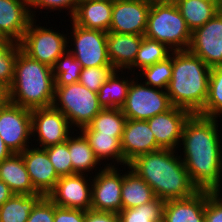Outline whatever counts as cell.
<instances>
[{"label":"cell","instance_id":"obj_30","mask_svg":"<svg viewBox=\"0 0 222 222\" xmlns=\"http://www.w3.org/2000/svg\"><path fill=\"white\" fill-rule=\"evenodd\" d=\"M127 118L119 108L102 109L87 125L92 132L106 135H123Z\"/></svg>","mask_w":222,"mask_h":222},{"label":"cell","instance_id":"obj_4","mask_svg":"<svg viewBox=\"0 0 222 222\" xmlns=\"http://www.w3.org/2000/svg\"><path fill=\"white\" fill-rule=\"evenodd\" d=\"M54 97L53 69L20 50L15 61L14 80L8 89L9 102L33 110L52 107Z\"/></svg>","mask_w":222,"mask_h":222},{"label":"cell","instance_id":"obj_32","mask_svg":"<svg viewBox=\"0 0 222 222\" xmlns=\"http://www.w3.org/2000/svg\"><path fill=\"white\" fill-rule=\"evenodd\" d=\"M198 114L220 119L222 115V66L211 67L208 97L203 109Z\"/></svg>","mask_w":222,"mask_h":222},{"label":"cell","instance_id":"obj_28","mask_svg":"<svg viewBox=\"0 0 222 222\" xmlns=\"http://www.w3.org/2000/svg\"><path fill=\"white\" fill-rule=\"evenodd\" d=\"M119 72L120 71L115 70L97 93L99 103L103 107V109H121L122 106L125 104L129 86L134 78L131 77V79L128 80V77H124V73L121 77L118 74Z\"/></svg>","mask_w":222,"mask_h":222},{"label":"cell","instance_id":"obj_19","mask_svg":"<svg viewBox=\"0 0 222 222\" xmlns=\"http://www.w3.org/2000/svg\"><path fill=\"white\" fill-rule=\"evenodd\" d=\"M28 0H0V36L20 43L32 20Z\"/></svg>","mask_w":222,"mask_h":222},{"label":"cell","instance_id":"obj_23","mask_svg":"<svg viewBox=\"0 0 222 222\" xmlns=\"http://www.w3.org/2000/svg\"><path fill=\"white\" fill-rule=\"evenodd\" d=\"M0 180L5 182L14 194L39 193L32 185L21 153H13L0 162Z\"/></svg>","mask_w":222,"mask_h":222},{"label":"cell","instance_id":"obj_2","mask_svg":"<svg viewBox=\"0 0 222 222\" xmlns=\"http://www.w3.org/2000/svg\"><path fill=\"white\" fill-rule=\"evenodd\" d=\"M176 151L160 149L139 155L128 163L127 168L153 189L156 198L163 201L188 198L199 189Z\"/></svg>","mask_w":222,"mask_h":222},{"label":"cell","instance_id":"obj_21","mask_svg":"<svg viewBox=\"0 0 222 222\" xmlns=\"http://www.w3.org/2000/svg\"><path fill=\"white\" fill-rule=\"evenodd\" d=\"M142 38V35L107 32L108 56L115 70L122 74L133 65Z\"/></svg>","mask_w":222,"mask_h":222},{"label":"cell","instance_id":"obj_35","mask_svg":"<svg viewBox=\"0 0 222 222\" xmlns=\"http://www.w3.org/2000/svg\"><path fill=\"white\" fill-rule=\"evenodd\" d=\"M52 69L55 86H66L79 81L82 66L67 49Z\"/></svg>","mask_w":222,"mask_h":222},{"label":"cell","instance_id":"obj_14","mask_svg":"<svg viewBox=\"0 0 222 222\" xmlns=\"http://www.w3.org/2000/svg\"><path fill=\"white\" fill-rule=\"evenodd\" d=\"M86 174L61 176L55 188L47 195L56 206L80 209H91L92 182ZM89 182V183H88ZM91 182V183H90Z\"/></svg>","mask_w":222,"mask_h":222},{"label":"cell","instance_id":"obj_15","mask_svg":"<svg viewBox=\"0 0 222 222\" xmlns=\"http://www.w3.org/2000/svg\"><path fill=\"white\" fill-rule=\"evenodd\" d=\"M190 115L188 110L172 106L169 110L147 120L155 141L161 149L180 148L183 126Z\"/></svg>","mask_w":222,"mask_h":222},{"label":"cell","instance_id":"obj_38","mask_svg":"<svg viewBox=\"0 0 222 222\" xmlns=\"http://www.w3.org/2000/svg\"><path fill=\"white\" fill-rule=\"evenodd\" d=\"M114 71L113 66L82 68L78 82L90 91L98 93L102 85Z\"/></svg>","mask_w":222,"mask_h":222},{"label":"cell","instance_id":"obj_3","mask_svg":"<svg viewBox=\"0 0 222 222\" xmlns=\"http://www.w3.org/2000/svg\"><path fill=\"white\" fill-rule=\"evenodd\" d=\"M211 68L188 50L172 51V77L167 88L175 107L198 114L208 97Z\"/></svg>","mask_w":222,"mask_h":222},{"label":"cell","instance_id":"obj_40","mask_svg":"<svg viewBox=\"0 0 222 222\" xmlns=\"http://www.w3.org/2000/svg\"><path fill=\"white\" fill-rule=\"evenodd\" d=\"M27 222H54V203L48 196L36 203Z\"/></svg>","mask_w":222,"mask_h":222},{"label":"cell","instance_id":"obj_24","mask_svg":"<svg viewBox=\"0 0 222 222\" xmlns=\"http://www.w3.org/2000/svg\"><path fill=\"white\" fill-rule=\"evenodd\" d=\"M80 132H82L87 138L90 147L100 162L104 159L105 161L106 159L107 161L110 159L125 167L128 165L124 160L121 147V139L123 135L100 134V132H92L87 126L82 127Z\"/></svg>","mask_w":222,"mask_h":222},{"label":"cell","instance_id":"obj_5","mask_svg":"<svg viewBox=\"0 0 222 222\" xmlns=\"http://www.w3.org/2000/svg\"><path fill=\"white\" fill-rule=\"evenodd\" d=\"M191 33L174 2L150 7L144 34L147 38L163 43L171 51H184L189 48Z\"/></svg>","mask_w":222,"mask_h":222},{"label":"cell","instance_id":"obj_9","mask_svg":"<svg viewBox=\"0 0 222 222\" xmlns=\"http://www.w3.org/2000/svg\"><path fill=\"white\" fill-rule=\"evenodd\" d=\"M71 44L67 48L82 68L112 66L107 50V32L71 23ZM73 33V34H72ZM73 37V38H72Z\"/></svg>","mask_w":222,"mask_h":222},{"label":"cell","instance_id":"obj_8","mask_svg":"<svg viewBox=\"0 0 222 222\" xmlns=\"http://www.w3.org/2000/svg\"><path fill=\"white\" fill-rule=\"evenodd\" d=\"M172 106L167 90L154 88L143 82L138 83V78L135 77L131 81L121 110L127 119L148 120Z\"/></svg>","mask_w":222,"mask_h":222},{"label":"cell","instance_id":"obj_44","mask_svg":"<svg viewBox=\"0 0 222 222\" xmlns=\"http://www.w3.org/2000/svg\"><path fill=\"white\" fill-rule=\"evenodd\" d=\"M13 192L10 190L9 186L0 180V206L13 196Z\"/></svg>","mask_w":222,"mask_h":222},{"label":"cell","instance_id":"obj_36","mask_svg":"<svg viewBox=\"0 0 222 222\" xmlns=\"http://www.w3.org/2000/svg\"><path fill=\"white\" fill-rule=\"evenodd\" d=\"M139 72L142 74L138 73L140 75L137 76L141 77L142 75V77L147 79L143 81L144 84L154 88L167 90L172 77V53L166 59L143 68Z\"/></svg>","mask_w":222,"mask_h":222},{"label":"cell","instance_id":"obj_26","mask_svg":"<svg viewBox=\"0 0 222 222\" xmlns=\"http://www.w3.org/2000/svg\"><path fill=\"white\" fill-rule=\"evenodd\" d=\"M188 28L192 31L206 24L220 11L219 1L175 0Z\"/></svg>","mask_w":222,"mask_h":222},{"label":"cell","instance_id":"obj_20","mask_svg":"<svg viewBox=\"0 0 222 222\" xmlns=\"http://www.w3.org/2000/svg\"><path fill=\"white\" fill-rule=\"evenodd\" d=\"M212 192L199 190L188 198L165 201L162 222H204L206 199Z\"/></svg>","mask_w":222,"mask_h":222},{"label":"cell","instance_id":"obj_10","mask_svg":"<svg viewBox=\"0 0 222 222\" xmlns=\"http://www.w3.org/2000/svg\"><path fill=\"white\" fill-rule=\"evenodd\" d=\"M31 113V109L9 101L0 108V136L13 153H21L30 147L28 143L32 138Z\"/></svg>","mask_w":222,"mask_h":222},{"label":"cell","instance_id":"obj_41","mask_svg":"<svg viewBox=\"0 0 222 222\" xmlns=\"http://www.w3.org/2000/svg\"><path fill=\"white\" fill-rule=\"evenodd\" d=\"M221 195L222 193L220 194V191H214L207 197L204 222H222Z\"/></svg>","mask_w":222,"mask_h":222},{"label":"cell","instance_id":"obj_43","mask_svg":"<svg viewBox=\"0 0 222 222\" xmlns=\"http://www.w3.org/2000/svg\"><path fill=\"white\" fill-rule=\"evenodd\" d=\"M85 222H121L118 213L87 210L85 211Z\"/></svg>","mask_w":222,"mask_h":222},{"label":"cell","instance_id":"obj_46","mask_svg":"<svg viewBox=\"0 0 222 222\" xmlns=\"http://www.w3.org/2000/svg\"><path fill=\"white\" fill-rule=\"evenodd\" d=\"M8 101V89L0 84V108L3 107Z\"/></svg>","mask_w":222,"mask_h":222},{"label":"cell","instance_id":"obj_22","mask_svg":"<svg viewBox=\"0 0 222 222\" xmlns=\"http://www.w3.org/2000/svg\"><path fill=\"white\" fill-rule=\"evenodd\" d=\"M112 9L110 2L80 0L70 21L87 29L109 32Z\"/></svg>","mask_w":222,"mask_h":222},{"label":"cell","instance_id":"obj_34","mask_svg":"<svg viewBox=\"0 0 222 222\" xmlns=\"http://www.w3.org/2000/svg\"><path fill=\"white\" fill-rule=\"evenodd\" d=\"M20 50V43L0 38V84L7 89L12 86L15 61Z\"/></svg>","mask_w":222,"mask_h":222},{"label":"cell","instance_id":"obj_11","mask_svg":"<svg viewBox=\"0 0 222 222\" xmlns=\"http://www.w3.org/2000/svg\"><path fill=\"white\" fill-rule=\"evenodd\" d=\"M110 162L100 167L92 179L91 209L119 213L122 210V172ZM101 170V171H100ZM97 173V174H96Z\"/></svg>","mask_w":222,"mask_h":222},{"label":"cell","instance_id":"obj_27","mask_svg":"<svg viewBox=\"0 0 222 222\" xmlns=\"http://www.w3.org/2000/svg\"><path fill=\"white\" fill-rule=\"evenodd\" d=\"M77 132L79 136L77 134L75 137L72 133L66 140L70 152L73 174H85L86 172L93 171V169L97 171L96 167L101 165V162L94 154L84 134L79 131Z\"/></svg>","mask_w":222,"mask_h":222},{"label":"cell","instance_id":"obj_1","mask_svg":"<svg viewBox=\"0 0 222 222\" xmlns=\"http://www.w3.org/2000/svg\"><path fill=\"white\" fill-rule=\"evenodd\" d=\"M217 124V118L191 114L183 126L180 158L199 190H222V133Z\"/></svg>","mask_w":222,"mask_h":222},{"label":"cell","instance_id":"obj_47","mask_svg":"<svg viewBox=\"0 0 222 222\" xmlns=\"http://www.w3.org/2000/svg\"><path fill=\"white\" fill-rule=\"evenodd\" d=\"M145 4H148L150 6L152 5H161V4H169L173 3L175 0H140Z\"/></svg>","mask_w":222,"mask_h":222},{"label":"cell","instance_id":"obj_16","mask_svg":"<svg viewBox=\"0 0 222 222\" xmlns=\"http://www.w3.org/2000/svg\"><path fill=\"white\" fill-rule=\"evenodd\" d=\"M150 7L140 0L116 1L109 32L144 36Z\"/></svg>","mask_w":222,"mask_h":222},{"label":"cell","instance_id":"obj_37","mask_svg":"<svg viewBox=\"0 0 222 222\" xmlns=\"http://www.w3.org/2000/svg\"><path fill=\"white\" fill-rule=\"evenodd\" d=\"M59 177L73 175L68 144L66 142L44 148Z\"/></svg>","mask_w":222,"mask_h":222},{"label":"cell","instance_id":"obj_25","mask_svg":"<svg viewBox=\"0 0 222 222\" xmlns=\"http://www.w3.org/2000/svg\"><path fill=\"white\" fill-rule=\"evenodd\" d=\"M126 172L122 174V209L135 208L156 198L153 189L142 178L130 169Z\"/></svg>","mask_w":222,"mask_h":222},{"label":"cell","instance_id":"obj_6","mask_svg":"<svg viewBox=\"0 0 222 222\" xmlns=\"http://www.w3.org/2000/svg\"><path fill=\"white\" fill-rule=\"evenodd\" d=\"M61 111L71 124L80 130L87 126L92 119L103 109L98 95L90 91L81 83L76 82L66 86H55V97L52 105Z\"/></svg>","mask_w":222,"mask_h":222},{"label":"cell","instance_id":"obj_7","mask_svg":"<svg viewBox=\"0 0 222 222\" xmlns=\"http://www.w3.org/2000/svg\"><path fill=\"white\" fill-rule=\"evenodd\" d=\"M36 22L35 18L30 21L20 42L21 50L31 59L53 68L57 59L67 50L70 36L66 37L67 34L50 27L36 25Z\"/></svg>","mask_w":222,"mask_h":222},{"label":"cell","instance_id":"obj_18","mask_svg":"<svg viewBox=\"0 0 222 222\" xmlns=\"http://www.w3.org/2000/svg\"><path fill=\"white\" fill-rule=\"evenodd\" d=\"M121 147L124 160L129 163L139 155L155 152L161 148L157 145L155 137L147 120L127 119Z\"/></svg>","mask_w":222,"mask_h":222},{"label":"cell","instance_id":"obj_13","mask_svg":"<svg viewBox=\"0 0 222 222\" xmlns=\"http://www.w3.org/2000/svg\"><path fill=\"white\" fill-rule=\"evenodd\" d=\"M200 57L207 66H222V11L220 10L206 24L191 33L187 49Z\"/></svg>","mask_w":222,"mask_h":222},{"label":"cell","instance_id":"obj_39","mask_svg":"<svg viewBox=\"0 0 222 222\" xmlns=\"http://www.w3.org/2000/svg\"><path fill=\"white\" fill-rule=\"evenodd\" d=\"M80 0H28V6H29V11L32 16V18H36V11H33L31 8H36L35 10H40L41 9H49V10H58L61 13L62 9L69 10L70 18H72L77 5ZM34 13V14H33Z\"/></svg>","mask_w":222,"mask_h":222},{"label":"cell","instance_id":"obj_29","mask_svg":"<svg viewBox=\"0 0 222 222\" xmlns=\"http://www.w3.org/2000/svg\"><path fill=\"white\" fill-rule=\"evenodd\" d=\"M43 196L42 193L13 194L0 206V222H27L34 206Z\"/></svg>","mask_w":222,"mask_h":222},{"label":"cell","instance_id":"obj_33","mask_svg":"<svg viewBox=\"0 0 222 222\" xmlns=\"http://www.w3.org/2000/svg\"><path fill=\"white\" fill-rule=\"evenodd\" d=\"M165 201H153L135 208L122 209L118 214L121 222H162Z\"/></svg>","mask_w":222,"mask_h":222},{"label":"cell","instance_id":"obj_48","mask_svg":"<svg viewBox=\"0 0 222 222\" xmlns=\"http://www.w3.org/2000/svg\"><path fill=\"white\" fill-rule=\"evenodd\" d=\"M88 1H99V2L106 1V2H110V3H115L118 0H88Z\"/></svg>","mask_w":222,"mask_h":222},{"label":"cell","instance_id":"obj_31","mask_svg":"<svg viewBox=\"0 0 222 222\" xmlns=\"http://www.w3.org/2000/svg\"><path fill=\"white\" fill-rule=\"evenodd\" d=\"M171 53L172 51L163 43L143 36L136 59L128 70L131 72L134 70V74L135 68L141 71L143 68L166 59Z\"/></svg>","mask_w":222,"mask_h":222},{"label":"cell","instance_id":"obj_12","mask_svg":"<svg viewBox=\"0 0 222 222\" xmlns=\"http://www.w3.org/2000/svg\"><path fill=\"white\" fill-rule=\"evenodd\" d=\"M31 120L32 137L37 138L33 139V141H37L39 148L64 143L69 138V135L76 131L66 116L53 106L33 109Z\"/></svg>","mask_w":222,"mask_h":222},{"label":"cell","instance_id":"obj_42","mask_svg":"<svg viewBox=\"0 0 222 222\" xmlns=\"http://www.w3.org/2000/svg\"><path fill=\"white\" fill-rule=\"evenodd\" d=\"M54 222H85V211L54 204Z\"/></svg>","mask_w":222,"mask_h":222},{"label":"cell","instance_id":"obj_45","mask_svg":"<svg viewBox=\"0 0 222 222\" xmlns=\"http://www.w3.org/2000/svg\"><path fill=\"white\" fill-rule=\"evenodd\" d=\"M13 154L11 149L4 143L0 136V162L10 157Z\"/></svg>","mask_w":222,"mask_h":222},{"label":"cell","instance_id":"obj_17","mask_svg":"<svg viewBox=\"0 0 222 222\" xmlns=\"http://www.w3.org/2000/svg\"><path fill=\"white\" fill-rule=\"evenodd\" d=\"M31 146L21 152V155L33 187L47 196L55 188L60 177L55 172L46 150L34 147L33 144Z\"/></svg>","mask_w":222,"mask_h":222}]
</instances>
